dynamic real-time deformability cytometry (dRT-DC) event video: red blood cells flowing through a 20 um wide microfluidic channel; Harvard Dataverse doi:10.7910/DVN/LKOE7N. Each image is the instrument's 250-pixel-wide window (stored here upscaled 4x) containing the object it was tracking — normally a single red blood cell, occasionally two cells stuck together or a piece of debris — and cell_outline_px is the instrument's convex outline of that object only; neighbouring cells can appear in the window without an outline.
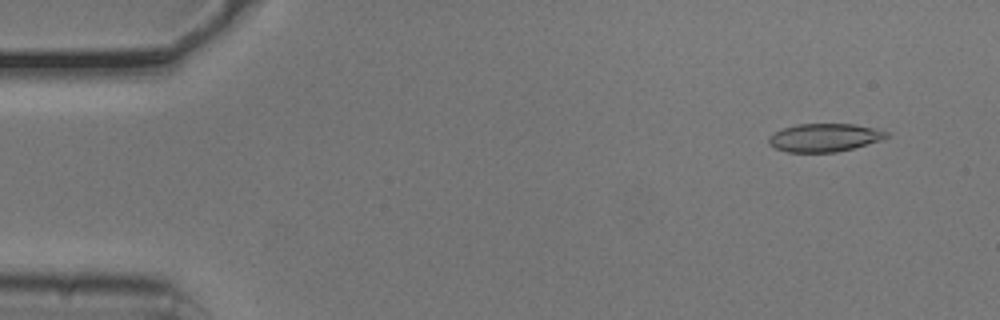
{"species": "common noctule bat (a hibernating species)", "species_latin": "Nyctalus noctula", "temperature_condition": "cold", "stored_images_in_passage": 51, "camera_frame_rate_fps": 3000, "um_per_image_px": 0.085, "animal": {"sex": "male", "body_mass_g": 20.5, "forearm_length_mm": 52.5}, "frame": {"image": 1, "passage_image": 2, "time_ms": 0.333, "image_size_px": [1000, 320], "cell_outline_px": [[892, 136], [880, 140], [852, 148], [836, 152], [788, 152], [776, 148], [768, 144], [768, 136], [784, 128], [796, 124], [852, 124], [872, 128], [888, 132]], "centroid_in_image_um": [70.06, 11.69], "position_along_channel_um": 14.9, "area_um2": 19.13}}
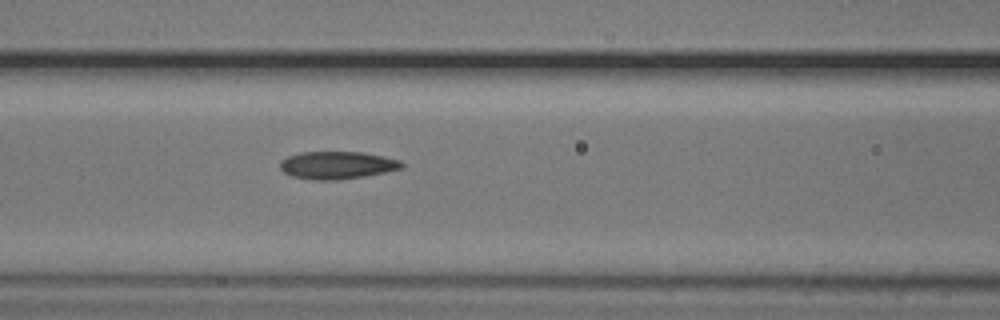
{"frame": {"image": 2, "passage_image": 20, "time_ms": 6.333, "image_size_px": [1000, 320], "cell_outline_px": [[404, 168], [364, 176], [340, 180], [312, 180], [292, 176], [284, 172], [280, 168], [280, 160], [288, 156], [300, 152], [364, 152], [384, 156], [400, 160], [404, 164]], "centroid_in_image_um": [28.66, 14.04], "position_along_channel_um": 137.9, "area_um2": 19.71}}
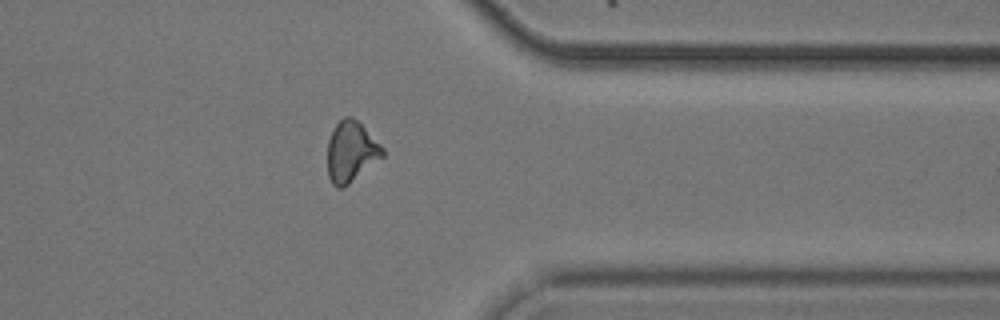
{"frame": {"image": 3, "passage_image": 40, "time_ms": 13.0, "image_size_px": [1000, 320], "cell_outline_px": [[384, 156], [344, 188], [336, 188], [332, 184], [328, 176], [328, 140], [336, 124], [344, 116], [352, 116], [384, 148]], "centroid_in_image_um": [29.83, 12.92], "position_along_channel_um": 381.6, "area_um2": 19.36}, "authors_computed_cell_mechanics": {"area_um2": 19.4786, "velocity_mm_per_s": 3.7914, "shape_relaxation_time_tau1_ms": 5.1249, "shape_relaxation_time_tau2_ms": 3.0612, "deformation_change_tau1": 0.1224, "deformation_change_tau2": 0.1112}}